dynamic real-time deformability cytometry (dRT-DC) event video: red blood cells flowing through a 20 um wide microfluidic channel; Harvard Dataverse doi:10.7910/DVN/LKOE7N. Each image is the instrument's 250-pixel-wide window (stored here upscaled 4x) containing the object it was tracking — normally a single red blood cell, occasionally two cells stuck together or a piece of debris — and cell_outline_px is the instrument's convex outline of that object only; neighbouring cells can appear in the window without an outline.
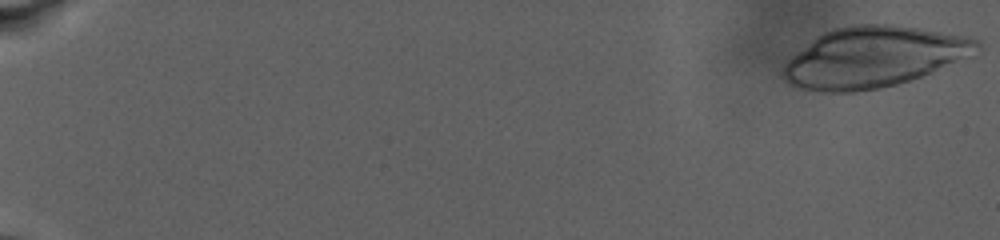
{"species": "human", "species_latin": "Homo sapiens", "temperature_condition": "warm", "stored_images_in_passage": 26, "camera_frame_rate_fps": 3000, "um_per_image_px": 0.085, "donor": {"sex": "male"}, "frame": {"image": 1, "passage_image": 1, "time_ms": 0.0, "image_size_px": [1000, 240], "cell_outline_px": [[984, 48], [976, 56], [912, 80], [880, 88], [856, 92], [820, 92], [804, 88], [792, 84], [784, 76], [784, 64], [792, 56], [816, 36], [832, 28], [852, 24], [896, 24], [976, 36], [980, 40]], "centroid_in_image_um": [74.43, 4.82], "position_along_channel_um": 10.6, "area_um2": 69.65}}